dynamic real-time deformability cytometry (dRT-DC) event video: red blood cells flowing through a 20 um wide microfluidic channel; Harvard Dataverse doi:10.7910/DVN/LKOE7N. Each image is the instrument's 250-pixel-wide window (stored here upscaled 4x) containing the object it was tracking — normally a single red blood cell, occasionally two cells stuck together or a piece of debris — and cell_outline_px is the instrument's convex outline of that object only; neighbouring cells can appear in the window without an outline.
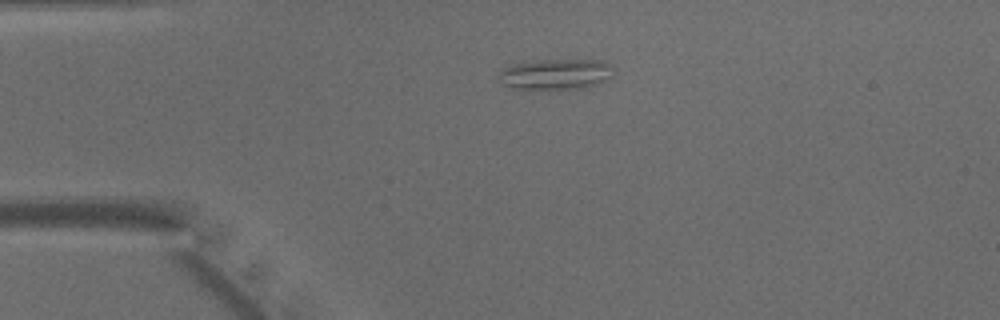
{"species": "common noctule bat (a hibernating species)", "species_latin": "Nyctalus noctula", "temperature_condition": "warm", "stored_images_in_passage": 38, "camera_frame_rate_fps": 3000, "um_per_image_px": 0.085, "animal": {"sex": "male", "body_mass_g": 15.6}, "frame": {"image": 1, "passage_image": 1, "time_ms": 0.0, "image_size_px": [1000, 320], "cell_outline_px": [[612, 76], [600, 84], [584, 88], [516, 88], [504, 84], [496, 76], [500, 68], [524, 60], [604, 60], [612, 64]], "centroid_in_image_um": [47.22, 6.27], "position_along_channel_um": 37.8, "area_um2": 20.75}}
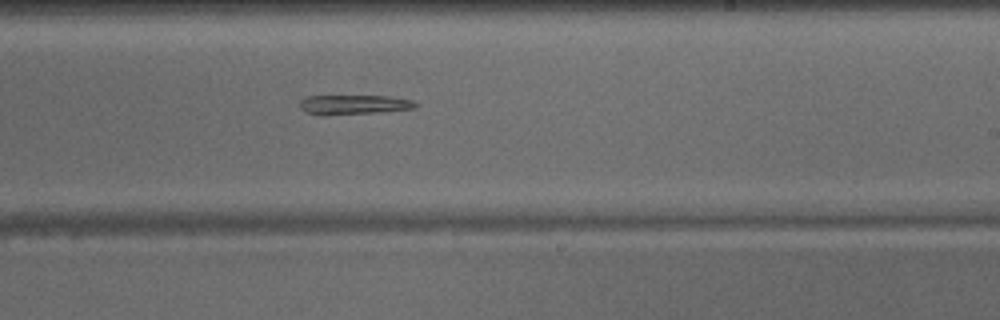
{"frame": {"image": 2, "passage_image": 19, "time_ms": 6.0, "image_size_px": [1000, 320], "cell_outline_px": [[416, 104], [412, 108], [376, 112], [324, 116], [304, 112], [300, 108], [300, 100], [304, 96], [388, 96], [412, 100]], "centroid_in_image_um": [29.94, 8.9], "position_along_channel_um": 259.1, "area_um2": 13.12}}
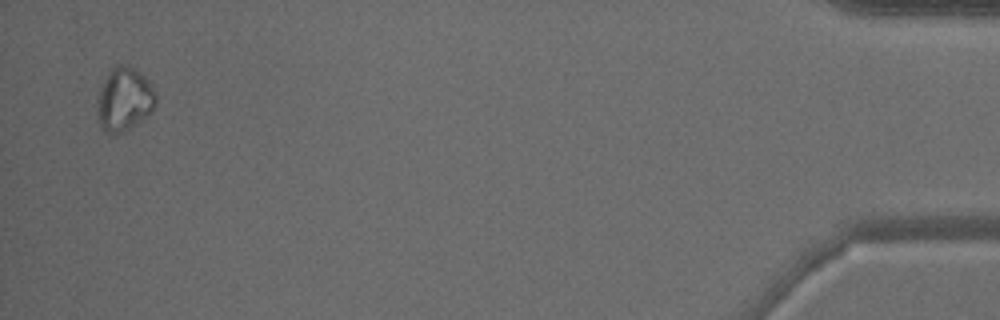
{"frame": {"image": 3, "passage_image": 37, "time_ms": 12.0, "image_size_px": [1000, 320], "cell_outline_px": [[156, 104], [152, 112], [128, 128], [120, 132], [104, 132], [100, 128], [96, 120], [96, 112], [100, 88], [108, 68], [116, 64], [128, 64], [136, 68], [144, 76], [156, 92]], "centroid_in_image_um": [10.53, 8.39], "position_along_channel_um": 424.7, "area_um2": 22.02}}